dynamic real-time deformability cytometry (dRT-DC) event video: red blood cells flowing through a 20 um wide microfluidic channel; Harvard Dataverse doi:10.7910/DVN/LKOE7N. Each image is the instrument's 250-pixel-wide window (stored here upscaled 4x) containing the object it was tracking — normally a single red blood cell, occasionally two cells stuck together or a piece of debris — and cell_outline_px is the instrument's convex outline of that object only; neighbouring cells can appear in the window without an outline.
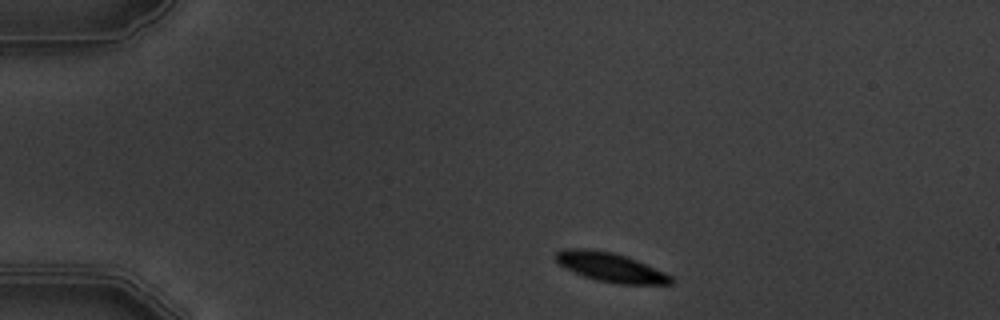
{"species": "common noctule bat (a hibernating species)", "species_latin": "Nyctalus noctula", "temperature_condition": "warm", "stored_images_in_passage": 2, "camera_frame_rate_fps": 3000, "um_per_image_px": 0.085, "animal": {"sex": "male", "body_mass_g": 19.5, "forearm_length_mm": 54.6}, "frame": {"image": 1, "passage_image": 1, "time_ms": 0.0, "image_size_px": [1000, 320], "cell_outline_px": [[676, 280], [672, 284], [616, 284], [596, 280], [584, 276], [564, 268], [552, 256], [556, 252], [564, 248], [584, 248], [612, 252], [628, 256], [664, 272], [672, 276]], "centroid_in_image_um": [51.89, 22.71], "position_along_channel_um": 33.1, "area_um2": 19.83}}